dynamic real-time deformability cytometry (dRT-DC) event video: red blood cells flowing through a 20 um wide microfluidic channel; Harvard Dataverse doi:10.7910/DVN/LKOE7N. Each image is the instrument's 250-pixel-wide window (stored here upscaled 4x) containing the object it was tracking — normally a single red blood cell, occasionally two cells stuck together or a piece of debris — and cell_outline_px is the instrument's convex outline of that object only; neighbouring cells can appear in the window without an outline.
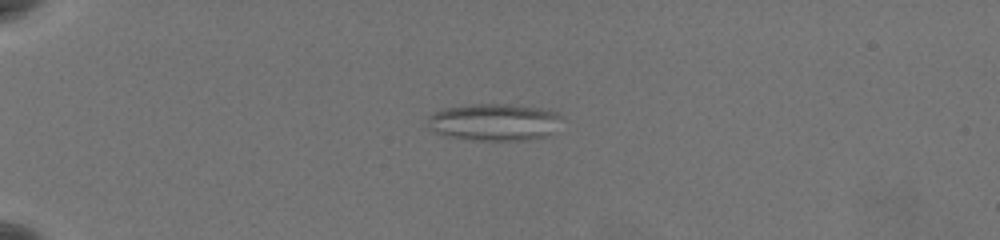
{"species": "common noctule bat (a hibernating species)", "species_latin": "Nyctalus noctula", "temperature_condition": "warm", "stored_images_in_passage": 48, "camera_frame_rate_fps": 3000, "um_per_image_px": 0.085, "animal": {"sex": "female", "body_mass_g": 19.5, "forearm_length_mm": 54.1}, "frame": {"image": 1, "passage_image": 7, "time_ms": 2.0, "image_size_px": [1000, 240], "cell_outline_px": [[560, 116], [548, 136], [528, 140], [476, 140], [448, 136], [432, 132], [428, 124], [428, 120], [432, 112], [444, 108], [472, 104], [508, 104], [540, 108], [556, 112]], "centroid_in_image_um": [41.94, 10.38], "position_along_channel_um": 43.1, "area_um2": 28.67}}
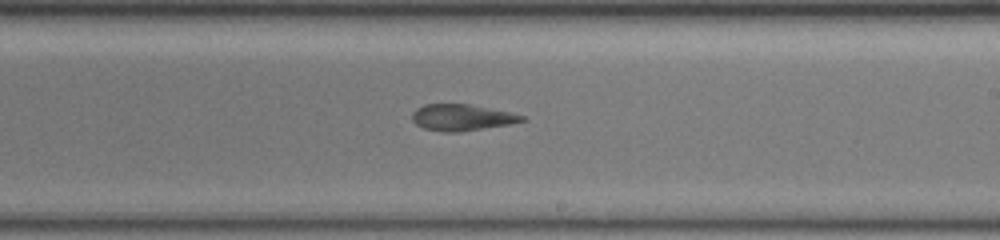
{"frame": {"image": 2, "passage_image": 28, "time_ms": 9.0, "image_size_px": [1000, 240], "cell_outline_px": [[528, 120], [508, 124], [460, 132], [440, 132], [424, 128], [416, 124], [412, 120], [412, 112], [416, 108], [424, 104], [468, 104], [508, 112], [524, 116]], "centroid_in_image_um": [39.2, 9.99], "position_along_channel_um": 249.8, "area_um2": 16.76}}
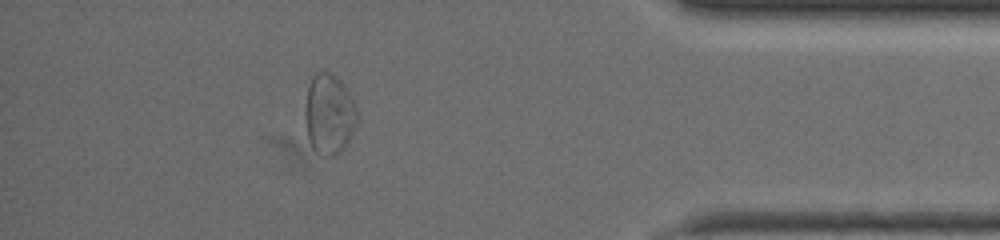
{"frame": {"image": 3, "passage_image": 43, "time_ms": 14.0, "image_size_px": [1000, 240], "cell_outline_px": [[360, 120], [356, 128], [344, 148], [340, 152], [332, 156], [320, 156], [312, 148], [308, 140], [308, 88], [312, 76], [316, 72], [332, 72], [344, 84], [356, 108]], "centroid_in_image_um": [28.05, 9.73], "position_along_channel_um": 407.2, "area_um2": 24.04}, "authors_computed_cell_mechanics": {"area_um2": 19.941, "velocity_mm_per_s": 3.7463, "shape_relaxation_time_tau1_ms": null, "shape_relaxation_time_tau2_ms": 2.3087, "deformation_change_tau1": null, "deformation_change_tau2": 0.1071}}